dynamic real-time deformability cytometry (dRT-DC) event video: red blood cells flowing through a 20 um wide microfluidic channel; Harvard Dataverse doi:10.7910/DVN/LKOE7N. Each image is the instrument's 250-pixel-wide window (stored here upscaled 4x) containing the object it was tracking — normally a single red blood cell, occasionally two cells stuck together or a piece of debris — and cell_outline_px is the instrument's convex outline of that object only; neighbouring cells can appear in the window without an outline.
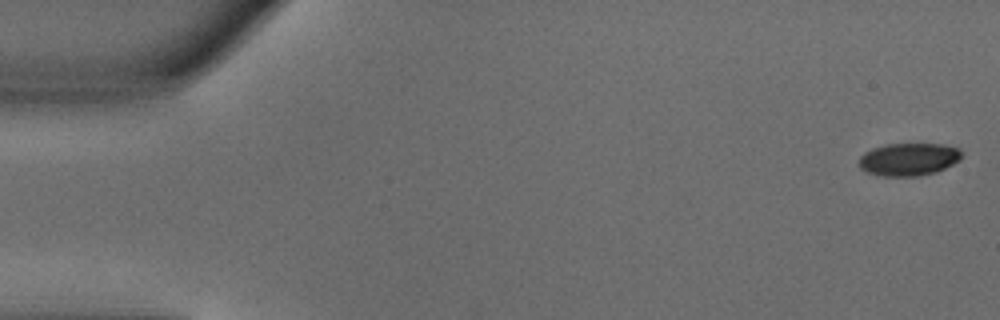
{"species": "common noctule bat (a hibernating species)", "species_latin": "Nyctalus noctula", "temperature_condition": "warm", "stored_images_in_passage": 50, "camera_frame_rate_fps": 3000, "um_per_image_px": 0.085, "animal": {"sex": "male", "body_mass_g": 18.8}, "frame": {"image": 1, "passage_image": 1, "time_ms": 0.0, "image_size_px": [1000, 320], "cell_outline_px": [[960, 160], [936, 172], [916, 176], [880, 176], [864, 172], [856, 164], [860, 156], [864, 152], [872, 148], [888, 144], [944, 144], [960, 148]], "centroid_in_image_um": [77.17, 13.54], "position_along_channel_um": 7.8, "area_um2": 19.77}}
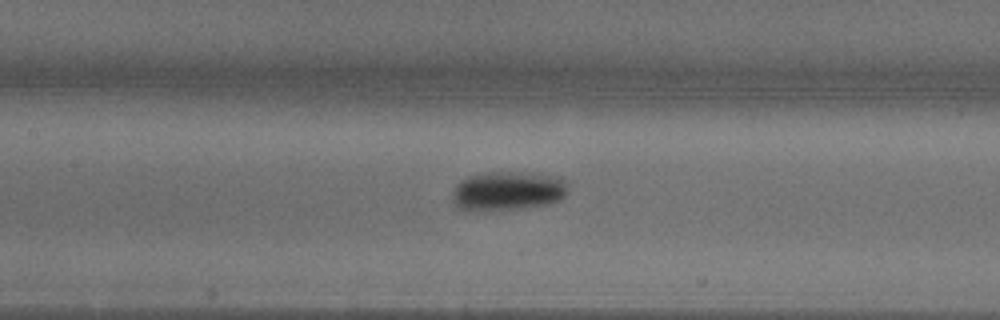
{"frame": {"image": 2, "passage_image": 23, "time_ms": 7.333, "image_size_px": [1000, 320], "cell_outline_px": [[568, 192], [560, 200], [548, 204], [516, 208], [472, 212], [464, 212], [452, 200], [452, 188], [456, 184], [468, 176], [488, 172], [516, 172], [556, 176], [564, 180], [568, 184]], "centroid_in_image_um": [43.11, 16.24], "position_along_channel_um": 164.3, "area_um2": 26.59}}
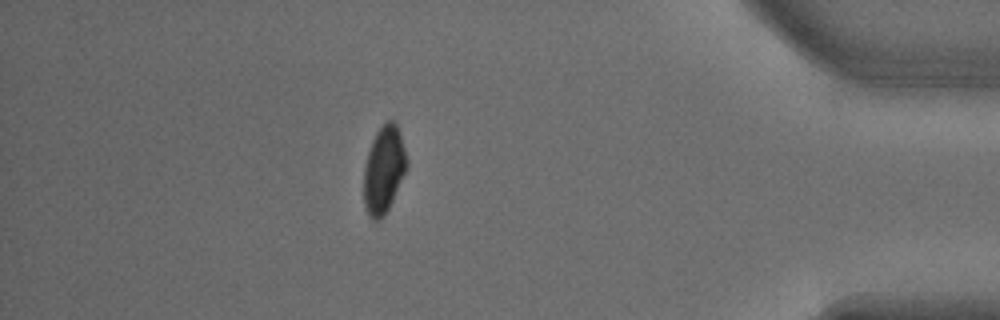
{"frame": {"image": 3, "passage_image": 44, "time_ms": 14.333, "image_size_px": [1000, 320], "cell_outline_px": [[408, 168], [384, 216], [380, 220], [372, 220], [368, 216], [364, 204], [364, 168], [368, 152], [372, 140], [376, 132], [388, 120], [396, 120], [408, 160]], "centroid_in_image_um": [32.63, 14.42], "position_along_channel_um": 402.6, "area_um2": 21.91}, "authors_computed_cell_mechanics": {"area_um2": 22.7443, "velocity_mm_per_s": 4.0113, "shape_relaxation_time_tau1_ms": 4.2463, "shape_relaxation_time_tau2_ms": null, "deformation_change_tau1": 0.1505, "deformation_change_tau2": null}}